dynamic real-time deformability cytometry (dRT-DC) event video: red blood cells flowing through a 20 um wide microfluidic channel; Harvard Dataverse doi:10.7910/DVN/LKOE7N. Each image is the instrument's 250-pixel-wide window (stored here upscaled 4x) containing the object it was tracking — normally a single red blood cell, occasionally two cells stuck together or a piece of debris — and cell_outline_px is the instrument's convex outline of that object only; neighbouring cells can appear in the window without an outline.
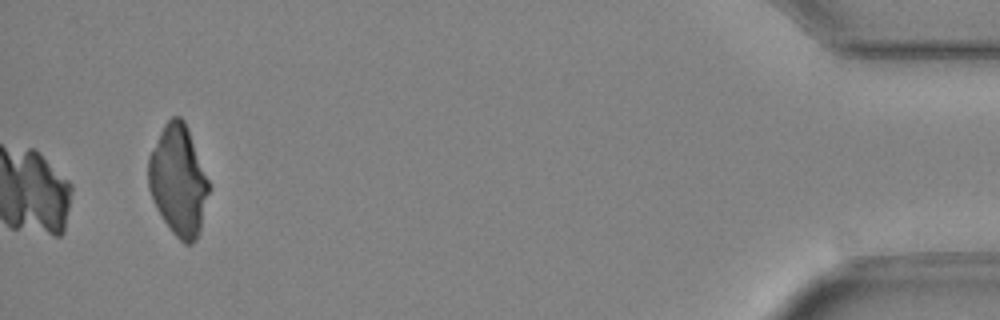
{"species": "Egyptian fruit bat (a non-hibernating species)", "species_latin": "Rousettus aegyptiacus", "temperature_condition": "cold", "stored_images_in_passage": 34, "camera_frame_rate_fps": 3000, "um_per_image_px": 0.085, "animal": {"sex": "female"}, "frame": {"image": 1, "passage_image": 34, "time_ms": 11.0, "image_size_px": [1000, 320], "cell_outline_px": [[208, 192], [200, 232], [196, 240], [192, 244], [184, 244], [172, 232], [156, 208], [152, 200], [148, 188], [148, 156], [164, 124], [172, 116], [180, 116], [184, 120], [188, 128], [208, 180]], "centroid_in_image_um": [15.13, 15.34], "position_along_channel_um": 420.1, "area_um2": 38.67}}